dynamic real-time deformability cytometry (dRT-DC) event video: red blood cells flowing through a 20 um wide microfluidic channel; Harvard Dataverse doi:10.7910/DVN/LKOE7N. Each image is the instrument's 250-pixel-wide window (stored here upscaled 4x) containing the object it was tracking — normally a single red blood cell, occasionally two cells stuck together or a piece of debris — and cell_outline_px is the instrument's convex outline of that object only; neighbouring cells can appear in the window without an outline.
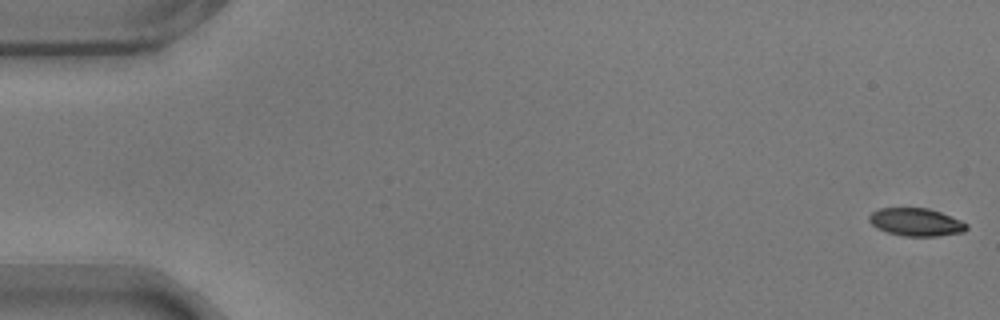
{"species": "common noctule bat (a hibernating species)", "species_latin": "Nyctalus noctula", "temperature_condition": "warm", "stored_images_in_passage": 57, "camera_frame_rate_fps": 3000, "um_per_image_px": 0.085, "animal": {"sex": "male", "body_mass_g": 17.9}, "frame": {"image": 1, "passage_image": 1, "time_ms": 0.0, "image_size_px": [1000, 320], "cell_outline_px": [[968, 228], [964, 232], [936, 236], [904, 236], [888, 232], [872, 224], [868, 220], [868, 216], [872, 212], [880, 208], [928, 208], [940, 212], [960, 220], [968, 224]], "centroid_in_image_um": [77.88, 18.87], "position_along_channel_um": 7.1, "area_um2": 15.66}}
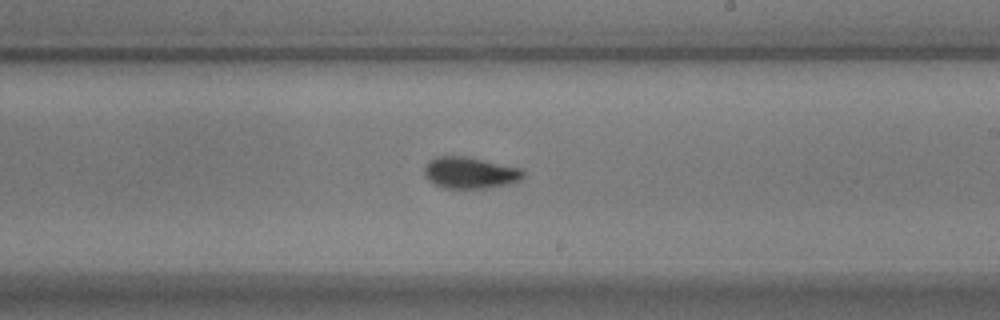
{"frame": {"image": 2, "passage_image": 34, "time_ms": 11.0, "image_size_px": [1000, 320], "cell_outline_px": [[524, 176], [520, 180], [504, 184], [484, 188], [444, 188], [428, 180], [424, 176], [424, 168], [428, 160], [436, 156], [464, 156], [524, 168]], "centroid_in_image_um": [39.93, 14.67], "position_along_channel_um": 249.1, "area_um2": 18.15}}
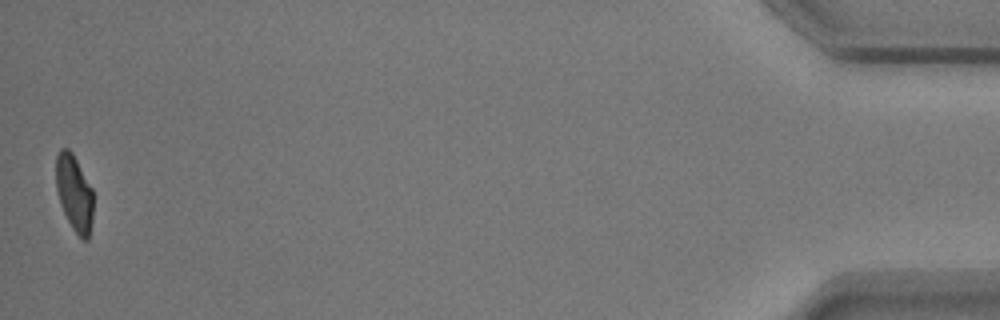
{"frame": {"image": 3, "passage_image": 57, "time_ms": 18.667, "image_size_px": [1000, 320], "cell_outline_px": [[92, 220], [88, 240], [84, 240], [72, 228], [60, 204], [56, 188], [56, 156], [60, 148], [68, 148], [72, 152], [92, 188]], "centroid_in_image_um": [6.3, 16.38], "position_along_channel_um": 428.9, "area_um2": 16.42}, "authors_computed_cell_mechanics": {"area_um2": 17.918, "velocity_mm_per_s": 3.5391, "shape_relaxation_time_tau1_ms": 6.8113, "shape_relaxation_time_tau2_ms": 1.826, "deformation_change_tau1": 0.1831, "deformation_change_tau2": 0.0817}}